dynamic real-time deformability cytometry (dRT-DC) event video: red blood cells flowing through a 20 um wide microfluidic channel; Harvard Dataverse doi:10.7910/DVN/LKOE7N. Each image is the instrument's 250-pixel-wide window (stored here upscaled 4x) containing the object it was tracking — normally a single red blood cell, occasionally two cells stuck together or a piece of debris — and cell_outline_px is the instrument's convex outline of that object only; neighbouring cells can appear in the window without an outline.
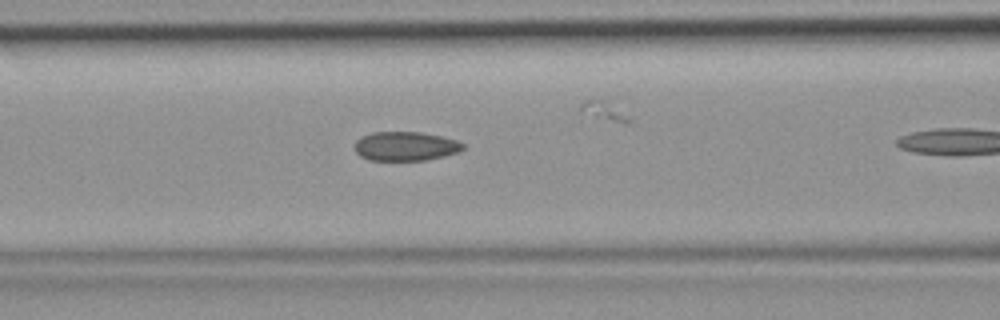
{"species": "common noctule bat (a hibernating species)", "species_latin": "Nyctalus noctula", "temperature_condition": "room temperature", "stored_images_in_passage": 12, "camera_frame_rate_fps": 3000, "um_per_image_px": 0.085, "animal": {"sex": "female", "body_mass_g": 19.9}, "frame": {"image": 1, "passage_image": 6, "time_ms": 1.667, "image_size_px": [1000, 320], "cell_outline_px": [[464, 148], [456, 152], [444, 156], [424, 160], [368, 160], [360, 156], [356, 152], [356, 140], [360, 136], [372, 132], [420, 132], [440, 136], [456, 140], [464, 144]], "centroid_in_image_um": [34.43, 12.42], "position_along_channel_um": 132.2, "area_um2": 18.26}}